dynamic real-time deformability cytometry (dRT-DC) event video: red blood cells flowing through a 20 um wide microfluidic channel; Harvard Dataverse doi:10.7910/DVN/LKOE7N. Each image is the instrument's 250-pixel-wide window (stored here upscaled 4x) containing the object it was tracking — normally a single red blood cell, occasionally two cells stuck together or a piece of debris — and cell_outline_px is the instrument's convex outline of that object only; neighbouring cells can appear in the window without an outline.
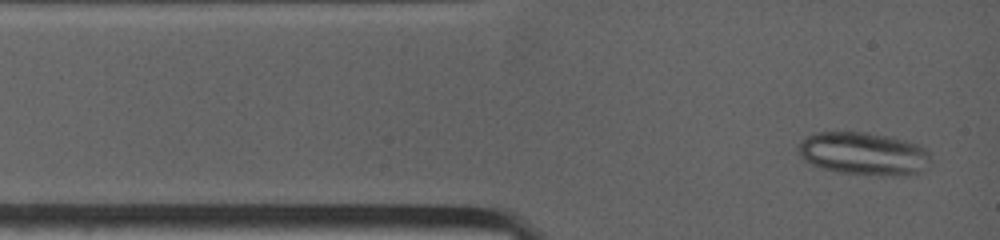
{"species": "common noctule bat (a hibernating species)", "species_latin": "Nyctalus noctula", "temperature_condition": "warm", "stored_images_in_passage": 24, "camera_frame_rate_fps": 4500, "um_per_image_px": 0.085, "animal": {"sex": "female", "body_mass_g": 19.0, "forearm_length_mm": 53.3}, "frame": {"image": 1, "passage_image": 1, "time_ms": 0.0, "image_size_px": [1000, 240], "cell_outline_px": [[932, 160], [928, 168], [920, 172], [908, 176], [892, 176], [836, 172], [812, 164], [804, 160], [800, 156], [796, 148], [800, 140], [812, 132], [868, 132], [892, 136], [920, 144], [932, 152]], "centroid_in_image_um": [73.48, 13.05], "position_along_channel_um": 11.5, "area_um2": 34.1}}
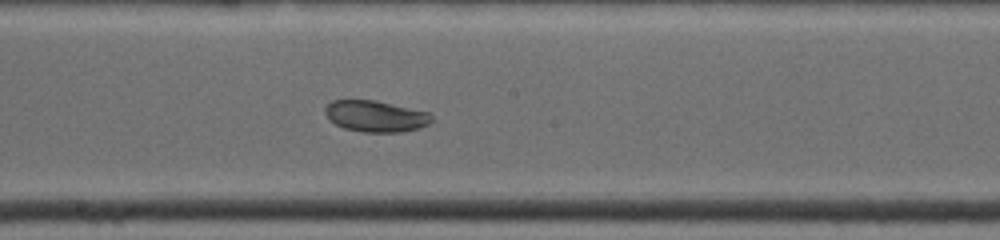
{"frame": {"image": 2, "passage_image": 9, "time_ms": 6.0, "image_size_px": [1000, 240], "cell_outline_px": [[432, 120], [428, 124], [420, 128], [400, 132], [364, 132], [344, 128], [336, 124], [324, 112], [324, 108], [332, 100], [376, 100], [432, 112]], "centroid_in_image_um": [31.98, 9.87], "position_along_channel_um": 216.2, "area_um2": 19.54}}
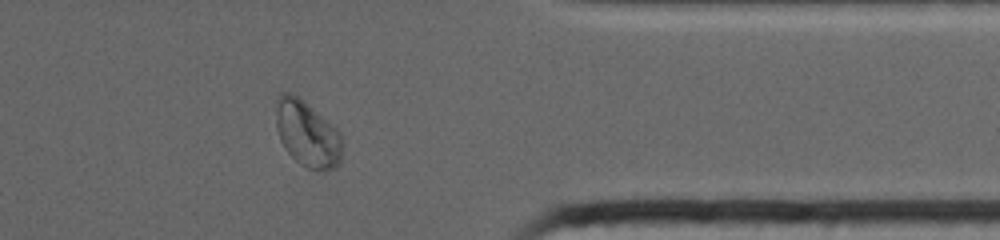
{"frame": {"image": 3, "passage_image": 18, "time_ms": 10.667, "image_size_px": [1000, 240], "cell_outline_px": [[344, 144], [340, 164], [336, 168], [308, 168], [300, 164], [284, 148], [280, 140], [276, 128], [276, 100], [280, 92], [292, 92], [332, 124], [336, 128]], "centroid_in_image_um": [26.11, 11.35], "position_along_channel_um": 385.3, "area_um2": 25.43}}